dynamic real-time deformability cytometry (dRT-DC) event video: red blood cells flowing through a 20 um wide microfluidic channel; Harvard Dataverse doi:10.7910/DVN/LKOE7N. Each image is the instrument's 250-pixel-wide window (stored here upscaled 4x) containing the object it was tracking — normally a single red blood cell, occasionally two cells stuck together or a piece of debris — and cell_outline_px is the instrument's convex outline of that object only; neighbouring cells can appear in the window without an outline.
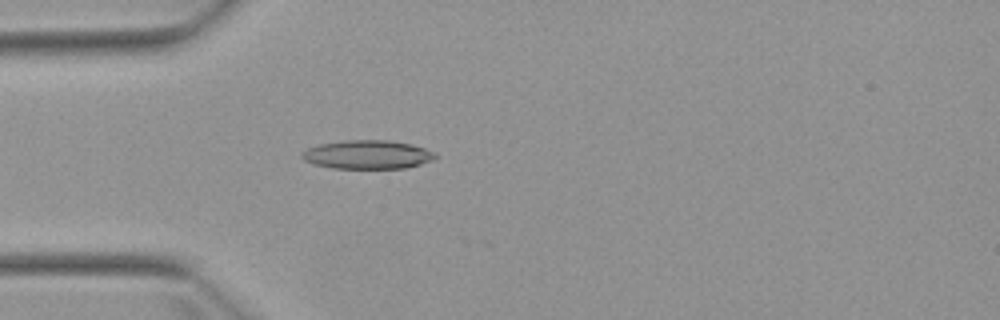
{"species": "Egyptian fruit bat (a non-hibernating species)", "species_latin": "Rousettus aegyptiacus", "temperature_condition": "warm", "stored_images_in_passage": 1, "camera_frame_rate_fps": 3000, "um_per_image_px": 0.085, "animal": {"sex": "female"}, "frame": {"image": 1, "passage_image": 1, "time_ms": 0.0, "image_size_px": [1000, 320], "cell_outline_px": [[436, 156], [432, 160], [420, 164], [404, 168], [332, 168], [312, 164], [304, 160], [300, 156], [308, 148], [320, 144], [344, 140], [388, 140], [412, 144], [436, 152]], "centroid_in_image_um": [31.23, 13.14], "position_along_channel_um": 53.8, "area_um2": 22.25}}